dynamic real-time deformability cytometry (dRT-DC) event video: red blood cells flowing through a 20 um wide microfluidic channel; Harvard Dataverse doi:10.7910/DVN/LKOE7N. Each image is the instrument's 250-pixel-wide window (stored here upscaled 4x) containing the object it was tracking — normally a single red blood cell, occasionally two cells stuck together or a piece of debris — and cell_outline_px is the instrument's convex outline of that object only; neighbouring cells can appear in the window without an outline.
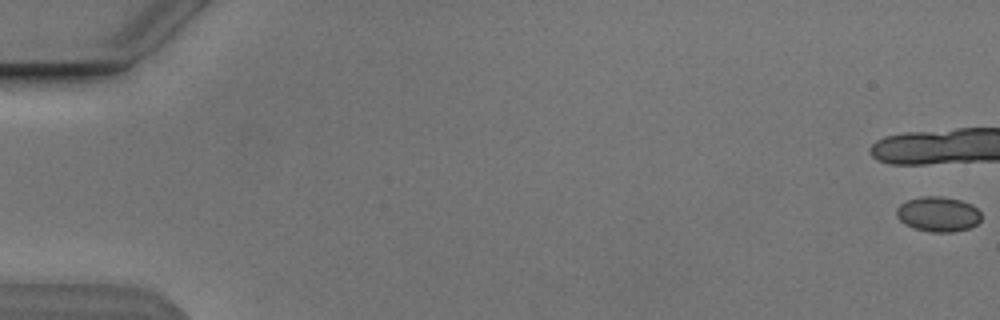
{"species": "Egyptian fruit bat (a non-hibernating species)", "species_latin": "Rousettus aegyptiacus", "temperature_condition": "cold", "stored_images_in_passage": 21, "camera_frame_rate_fps": 3000, "um_per_image_px": 0.085, "animal": {"sex": "male"}, "frame": {"image": 1, "passage_image": 1, "time_ms": 0.0, "image_size_px": [1000, 320], "cell_outline_px": [[980, 220], [976, 224], [968, 228], [952, 232], [932, 232], [912, 228], [904, 224], [896, 216], [896, 208], [900, 204], [908, 200], [920, 196], [940, 196], [960, 200], [972, 204], [980, 212]], "centroid_in_image_um": [79.71, 18.2], "position_along_channel_um": 5.3, "area_um2": 17.34}}